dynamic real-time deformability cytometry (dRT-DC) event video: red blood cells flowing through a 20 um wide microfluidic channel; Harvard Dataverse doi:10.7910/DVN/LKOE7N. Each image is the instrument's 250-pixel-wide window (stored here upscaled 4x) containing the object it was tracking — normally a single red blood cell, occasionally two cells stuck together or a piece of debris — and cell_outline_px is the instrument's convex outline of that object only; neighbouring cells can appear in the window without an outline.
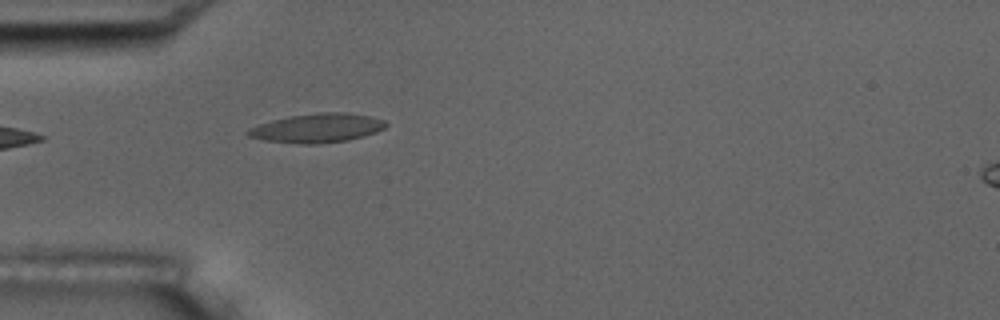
{"species": "common noctule bat (a hibernating species)", "species_latin": "Nyctalus noctula", "temperature_condition": "room temperature", "stored_images_in_passage": 5, "camera_frame_rate_fps": 3000, "um_per_image_px": 0.085, "animal": {"sex": "male", "body_mass_g": 17.5, "forearm_length_mm": 52.3}, "frame": {"image": 1, "passage_image": 5, "time_ms": 4.667, "image_size_px": [1000, 320], "cell_outline_px": [[388, 124], [384, 128], [376, 132], [364, 136], [348, 140], [316, 144], [304, 144], [264, 140], [248, 136], [244, 132], [248, 128], [256, 124], [288, 116], [316, 112], [348, 112], [372, 116], [384, 120]], "centroid_in_image_um": [26.95, 10.87], "position_along_channel_um": 58.1, "area_um2": 23.64}}